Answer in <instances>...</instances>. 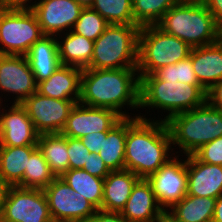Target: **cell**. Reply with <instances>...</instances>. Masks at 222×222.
Segmentation results:
<instances>
[{
	"mask_svg": "<svg viewBox=\"0 0 222 222\" xmlns=\"http://www.w3.org/2000/svg\"><path fill=\"white\" fill-rule=\"evenodd\" d=\"M43 191L54 221L80 222L97 211L87 199L76 197L75 191L61 177H56Z\"/></svg>",
	"mask_w": 222,
	"mask_h": 222,
	"instance_id": "obj_11",
	"label": "cell"
},
{
	"mask_svg": "<svg viewBox=\"0 0 222 222\" xmlns=\"http://www.w3.org/2000/svg\"><path fill=\"white\" fill-rule=\"evenodd\" d=\"M181 0H132L134 25H156L163 15Z\"/></svg>",
	"mask_w": 222,
	"mask_h": 222,
	"instance_id": "obj_30",
	"label": "cell"
},
{
	"mask_svg": "<svg viewBox=\"0 0 222 222\" xmlns=\"http://www.w3.org/2000/svg\"><path fill=\"white\" fill-rule=\"evenodd\" d=\"M82 169L87 171L93 176L103 179L111 172V170L103 162L99 154L90 153V152L88 160L87 162H85Z\"/></svg>",
	"mask_w": 222,
	"mask_h": 222,
	"instance_id": "obj_36",
	"label": "cell"
},
{
	"mask_svg": "<svg viewBox=\"0 0 222 222\" xmlns=\"http://www.w3.org/2000/svg\"><path fill=\"white\" fill-rule=\"evenodd\" d=\"M207 101V91L200 84L163 81L154 73L140 77V108L161 109L171 116L201 106ZM166 110V111H165Z\"/></svg>",
	"mask_w": 222,
	"mask_h": 222,
	"instance_id": "obj_5",
	"label": "cell"
},
{
	"mask_svg": "<svg viewBox=\"0 0 222 222\" xmlns=\"http://www.w3.org/2000/svg\"><path fill=\"white\" fill-rule=\"evenodd\" d=\"M106 136L107 132H92L81 138V140L90 153L98 154L103 144V138Z\"/></svg>",
	"mask_w": 222,
	"mask_h": 222,
	"instance_id": "obj_37",
	"label": "cell"
},
{
	"mask_svg": "<svg viewBox=\"0 0 222 222\" xmlns=\"http://www.w3.org/2000/svg\"><path fill=\"white\" fill-rule=\"evenodd\" d=\"M74 191L75 196L87 199L101 210L104 179L91 175L83 169H69L60 176Z\"/></svg>",
	"mask_w": 222,
	"mask_h": 222,
	"instance_id": "obj_24",
	"label": "cell"
},
{
	"mask_svg": "<svg viewBox=\"0 0 222 222\" xmlns=\"http://www.w3.org/2000/svg\"><path fill=\"white\" fill-rule=\"evenodd\" d=\"M189 57L196 78L206 91L222 80V38L214 44L192 48Z\"/></svg>",
	"mask_w": 222,
	"mask_h": 222,
	"instance_id": "obj_20",
	"label": "cell"
},
{
	"mask_svg": "<svg viewBox=\"0 0 222 222\" xmlns=\"http://www.w3.org/2000/svg\"><path fill=\"white\" fill-rule=\"evenodd\" d=\"M0 90L16 95L13 104H21L37 91L26 56L0 54Z\"/></svg>",
	"mask_w": 222,
	"mask_h": 222,
	"instance_id": "obj_14",
	"label": "cell"
},
{
	"mask_svg": "<svg viewBox=\"0 0 222 222\" xmlns=\"http://www.w3.org/2000/svg\"><path fill=\"white\" fill-rule=\"evenodd\" d=\"M64 34L63 37L62 34L56 36L61 65L80 69L88 68L93 55L94 41L75 33L73 30Z\"/></svg>",
	"mask_w": 222,
	"mask_h": 222,
	"instance_id": "obj_23",
	"label": "cell"
},
{
	"mask_svg": "<svg viewBox=\"0 0 222 222\" xmlns=\"http://www.w3.org/2000/svg\"><path fill=\"white\" fill-rule=\"evenodd\" d=\"M187 195L218 198L222 195V166L187 156Z\"/></svg>",
	"mask_w": 222,
	"mask_h": 222,
	"instance_id": "obj_17",
	"label": "cell"
},
{
	"mask_svg": "<svg viewBox=\"0 0 222 222\" xmlns=\"http://www.w3.org/2000/svg\"><path fill=\"white\" fill-rule=\"evenodd\" d=\"M80 222H104V211L97 210L93 216H90Z\"/></svg>",
	"mask_w": 222,
	"mask_h": 222,
	"instance_id": "obj_45",
	"label": "cell"
},
{
	"mask_svg": "<svg viewBox=\"0 0 222 222\" xmlns=\"http://www.w3.org/2000/svg\"><path fill=\"white\" fill-rule=\"evenodd\" d=\"M139 32L138 25L110 24L94 41L88 68H137Z\"/></svg>",
	"mask_w": 222,
	"mask_h": 222,
	"instance_id": "obj_6",
	"label": "cell"
},
{
	"mask_svg": "<svg viewBox=\"0 0 222 222\" xmlns=\"http://www.w3.org/2000/svg\"><path fill=\"white\" fill-rule=\"evenodd\" d=\"M2 106L0 104V146L37 145L39 133L26 109L21 104L12 103L8 111Z\"/></svg>",
	"mask_w": 222,
	"mask_h": 222,
	"instance_id": "obj_16",
	"label": "cell"
},
{
	"mask_svg": "<svg viewBox=\"0 0 222 222\" xmlns=\"http://www.w3.org/2000/svg\"><path fill=\"white\" fill-rule=\"evenodd\" d=\"M37 146L56 177L69 170L67 137L61 133L39 134Z\"/></svg>",
	"mask_w": 222,
	"mask_h": 222,
	"instance_id": "obj_28",
	"label": "cell"
},
{
	"mask_svg": "<svg viewBox=\"0 0 222 222\" xmlns=\"http://www.w3.org/2000/svg\"><path fill=\"white\" fill-rule=\"evenodd\" d=\"M109 25L98 12L86 7L81 11L72 30L87 39L95 41Z\"/></svg>",
	"mask_w": 222,
	"mask_h": 222,
	"instance_id": "obj_32",
	"label": "cell"
},
{
	"mask_svg": "<svg viewBox=\"0 0 222 222\" xmlns=\"http://www.w3.org/2000/svg\"><path fill=\"white\" fill-rule=\"evenodd\" d=\"M156 25L191 48L211 45L222 38V28L201 1L181 0Z\"/></svg>",
	"mask_w": 222,
	"mask_h": 222,
	"instance_id": "obj_3",
	"label": "cell"
},
{
	"mask_svg": "<svg viewBox=\"0 0 222 222\" xmlns=\"http://www.w3.org/2000/svg\"><path fill=\"white\" fill-rule=\"evenodd\" d=\"M139 179L136 174L127 169L111 171L104 178L101 210L121 212L131 195L133 186Z\"/></svg>",
	"mask_w": 222,
	"mask_h": 222,
	"instance_id": "obj_21",
	"label": "cell"
},
{
	"mask_svg": "<svg viewBox=\"0 0 222 222\" xmlns=\"http://www.w3.org/2000/svg\"><path fill=\"white\" fill-rule=\"evenodd\" d=\"M109 24H134L132 0H94L90 7Z\"/></svg>",
	"mask_w": 222,
	"mask_h": 222,
	"instance_id": "obj_31",
	"label": "cell"
},
{
	"mask_svg": "<svg viewBox=\"0 0 222 222\" xmlns=\"http://www.w3.org/2000/svg\"><path fill=\"white\" fill-rule=\"evenodd\" d=\"M185 158L180 159L175 154V157L147 178L163 209H170L187 195V156Z\"/></svg>",
	"mask_w": 222,
	"mask_h": 222,
	"instance_id": "obj_12",
	"label": "cell"
},
{
	"mask_svg": "<svg viewBox=\"0 0 222 222\" xmlns=\"http://www.w3.org/2000/svg\"><path fill=\"white\" fill-rule=\"evenodd\" d=\"M216 198L186 195L169 210L181 222H212Z\"/></svg>",
	"mask_w": 222,
	"mask_h": 222,
	"instance_id": "obj_27",
	"label": "cell"
},
{
	"mask_svg": "<svg viewBox=\"0 0 222 222\" xmlns=\"http://www.w3.org/2000/svg\"><path fill=\"white\" fill-rule=\"evenodd\" d=\"M121 119L116 111L76 103L61 134L81 139L92 132H107Z\"/></svg>",
	"mask_w": 222,
	"mask_h": 222,
	"instance_id": "obj_15",
	"label": "cell"
},
{
	"mask_svg": "<svg viewBox=\"0 0 222 222\" xmlns=\"http://www.w3.org/2000/svg\"><path fill=\"white\" fill-rule=\"evenodd\" d=\"M165 122L172 149L178 146L185 156L193 155L206 143L222 136V110L213 107L208 101L189 111L175 114Z\"/></svg>",
	"mask_w": 222,
	"mask_h": 222,
	"instance_id": "obj_4",
	"label": "cell"
},
{
	"mask_svg": "<svg viewBox=\"0 0 222 222\" xmlns=\"http://www.w3.org/2000/svg\"><path fill=\"white\" fill-rule=\"evenodd\" d=\"M191 47L161 30L157 25L140 27L138 47V75L153 74L163 66L172 65L189 57Z\"/></svg>",
	"mask_w": 222,
	"mask_h": 222,
	"instance_id": "obj_7",
	"label": "cell"
},
{
	"mask_svg": "<svg viewBox=\"0 0 222 222\" xmlns=\"http://www.w3.org/2000/svg\"><path fill=\"white\" fill-rule=\"evenodd\" d=\"M212 222H222V195L216 199Z\"/></svg>",
	"mask_w": 222,
	"mask_h": 222,
	"instance_id": "obj_44",
	"label": "cell"
},
{
	"mask_svg": "<svg viewBox=\"0 0 222 222\" xmlns=\"http://www.w3.org/2000/svg\"><path fill=\"white\" fill-rule=\"evenodd\" d=\"M82 69L61 65L46 80L37 83L39 94L60 100H73L79 103L81 96Z\"/></svg>",
	"mask_w": 222,
	"mask_h": 222,
	"instance_id": "obj_19",
	"label": "cell"
},
{
	"mask_svg": "<svg viewBox=\"0 0 222 222\" xmlns=\"http://www.w3.org/2000/svg\"><path fill=\"white\" fill-rule=\"evenodd\" d=\"M37 148V145L0 146V172L11 186L23 179L29 157Z\"/></svg>",
	"mask_w": 222,
	"mask_h": 222,
	"instance_id": "obj_25",
	"label": "cell"
},
{
	"mask_svg": "<svg viewBox=\"0 0 222 222\" xmlns=\"http://www.w3.org/2000/svg\"><path fill=\"white\" fill-rule=\"evenodd\" d=\"M83 9L75 0H38L31 8L43 34L48 36L72 30Z\"/></svg>",
	"mask_w": 222,
	"mask_h": 222,
	"instance_id": "obj_13",
	"label": "cell"
},
{
	"mask_svg": "<svg viewBox=\"0 0 222 222\" xmlns=\"http://www.w3.org/2000/svg\"><path fill=\"white\" fill-rule=\"evenodd\" d=\"M104 222H127L120 214V212L104 211Z\"/></svg>",
	"mask_w": 222,
	"mask_h": 222,
	"instance_id": "obj_43",
	"label": "cell"
},
{
	"mask_svg": "<svg viewBox=\"0 0 222 222\" xmlns=\"http://www.w3.org/2000/svg\"><path fill=\"white\" fill-rule=\"evenodd\" d=\"M36 83L48 79L61 66L56 36L44 35L25 55Z\"/></svg>",
	"mask_w": 222,
	"mask_h": 222,
	"instance_id": "obj_22",
	"label": "cell"
},
{
	"mask_svg": "<svg viewBox=\"0 0 222 222\" xmlns=\"http://www.w3.org/2000/svg\"><path fill=\"white\" fill-rule=\"evenodd\" d=\"M80 104L116 111L122 118L127 105L140 108V77L137 68L82 69Z\"/></svg>",
	"mask_w": 222,
	"mask_h": 222,
	"instance_id": "obj_2",
	"label": "cell"
},
{
	"mask_svg": "<svg viewBox=\"0 0 222 222\" xmlns=\"http://www.w3.org/2000/svg\"><path fill=\"white\" fill-rule=\"evenodd\" d=\"M69 169H82L88 160L89 150L80 138L67 137Z\"/></svg>",
	"mask_w": 222,
	"mask_h": 222,
	"instance_id": "obj_34",
	"label": "cell"
},
{
	"mask_svg": "<svg viewBox=\"0 0 222 222\" xmlns=\"http://www.w3.org/2000/svg\"><path fill=\"white\" fill-rule=\"evenodd\" d=\"M55 178L42 152L37 148L29 157L23 179L16 186L44 190Z\"/></svg>",
	"mask_w": 222,
	"mask_h": 222,
	"instance_id": "obj_29",
	"label": "cell"
},
{
	"mask_svg": "<svg viewBox=\"0 0 222 222\" xmlns=\"http://www.w3.org/2000/svg\"><path fill=\"white\" fill-rule=\"evenodd\" d=\"M77 3L82 5L84 8L91 7L94 0H75Z\"/></svg>",
	"mask_w": 222,
	"mask_h": 222,
	"instance_id": "obj_46",
	"label": "cell"
},
{
	"mask_svg": "<svg viewBox=\"0 0 222 222\" xmlns=\"http://www.w3.org/2000/svg\"><path fill=\"white\" fill-rule=\"evenodd\" d=\"M207 7L216 23L222 28V0H201Z\"/></svg>",
	"mask_w": 222,
	"mask_h": 222,
	"instance_id": "obj_39",
	"label": "cell"
},
{
	"mask_svg": "<svg viewBox=\"0 0 222 222\" xmlns=\"http://www.w3.org/2000/svg\"><path fill=\"white\" fill-rule=\"evenodd\" d=\"M51 222H67V221H54V220H52Z\"/></svg>",
	"mask_w": 222,
	"mask_h": 222,
	"instance_id": "obj_47",
	"label": "cell"
},
{
	"mask_svg": "<svg viewBox=\"0 0 222 222\" xmlns=\"http://www.w3.org/2000/svg\"><path fill=\"white\" fill-rule=\"evenodd\" d=\"M193 155L201 162L222 166V136L206 143Z\"/></svg>",
	"mask_w": 222,
	"mask_h": 222,
	"instance_id": "obj_35",
	"label": "cell"
},
{
	"mask_svg": "<svg viewBox=\"0 0 222 222\" xmlns=\"http://www.w3.org/2000/svg\"><path fill=\"white\" fill-rule=\"evenodd\" d=\"M133 117H126L125 169L147 179L173 158L171 136L165 121Z\"/></svg>",
	"mask_w": 222,
	"mask_h": 222,
	"instance_id": "obj_1",
	"label": "cell"
},
{
	"mask_svg": "<svg viewBox=\"0 0 222 222\" xmlns=\"http://www.w3.org/2000/svg\"><path fill=\"white\" fill-rule=\"evenodd\" d=\"M10 184L4 179L3 175L0 172V211L2 209L3 203L7 197Z\"/></svg>",
	"mask_w": 222,
	"mask_h": 222,
	"instance_id": "obj_42",
	"label": "cell"
},
{
	"mask_svg": "<svg viewBox=\"0 0 222 222\" xmlns=\"http://www.w3.org/2000/svg\"><path fill=\"white\" fill-rule=\"evenodd\" d=\"M75 104L73 100L54 99L38 92L21 103L39 134L61 133Z\"/></svg>",
	"mask_w": 222,
	"mask_h": 222,
	"instance_id": "obj_10",
	"label": "cell"
},
{
	"mask_svg": "<svg viewBox=\"0 0 222 222\" xmlns=\"http://www.w3.org/2000/svg\"><path fill=\"white\" fill-rule=\"evenodd\" d=\"M162 210L151 183L147 179L140 178L133 186L131 195L120 214L127 222H154Z\"/></svg>",
	"mask_w": 222,
	"mask_h": 222,
	"instance_id": "obj_18",
	"label": "cell"
},
{
	"mask_svg": "<svg viewBox=\"0 0 222 222\" xmlns=\"http://www.w3.org/2000/svg\"><path fill=\"white\" fill-rule=\"evenodd\" d=\"M207 101L213 107L222 110V80L207 91Z\"/></svg>",
	"mask_w": 222,
	"mask_h": 222,
	"instance_id": "obj_38",
	"label": "cell"
},
{
	"mask_svg": "<svg viewBox=\"0 0 222 222\" xmlns=\"http://www.w3.org/2000/svg\"><path fill=\"white\" fill-rule=\"evenodd\" d=\"M46 195L41 189L10 186L0 211V222H51Z\"/></svg>",
	"mask_w": 222,
	"mask_h": 222,
	"instance_id": "obj_9",
	"label": "cell"
},
{
	"mask_svg": "<svg viewBox=\"0 0 222 222\" xmlns=\"http://www.w3.org/2000/svg\"><path fill=\"white\" fill-rule=\"evenodd\" d=\"M43 36L31 9L0 8V54L25 56Z\"/></svg>",
	"mask_w": 222,
	"mask_h": 222,
	"instance_id": "obj_8",
	"label": "cell"
},
{
	"mask_svg": "<svg viewBox=\"0 0 222 222\" xmlns=\"http://www.w3.org/2000/svg\"><path fill=\"white\" fill-rule=\"evenodd\" d=\"M154 74L163 81H177L186 84H200L192 68L191 58L188 57L175 64L159 68Z\"/></svg>",
	"mask_w": 222,
	"mask_h": 222,
	"instance_id": "obj_33",
	"label": "cell"
},
{
	"mask_svg": "<svg viewBox=\"0 0 222 222\" xmlns=\"http://www.w3.org/2000/svg\"><path fill=\"white\" fill-rule=\"evenodd\" d=\"M0 0V8L3 9H31L36 0Z\"/></svg>",
	"mask_w": 222,
	"mask_h": 222,
	"instance_id": "obj_40",
	"label": "cell"
},
{
	"mask_svg": "<svg viewBox=\"0 0 222 222\" xmlns=\"http://www.w3.org/2000/svg\"><path fill=\"white\" fill-rule=\"evenodd\" d=\"M154 222H181L178 218L168 209H163Z\"/></svg>",
	"mask_w": 222,
	"mask_h": 222,
	"instance_id": "obj_41",
	"label": "cell"
},
{
	"mask_svg": "<svg viewBox=\"0 0 222 222\" xmlns=\"http://www.w3.org/2000/svg\"><path fill=\"white\" fill-rule=\"evenodd\" d=\"M126 117H123L103 138L99 156L111 170L125 169Z\"/></svg>",
	"mask_w": 222,
	"mask_h": 222,
	"instance_id": "obj_26",
	"label": "cell"
}]
</instances>
